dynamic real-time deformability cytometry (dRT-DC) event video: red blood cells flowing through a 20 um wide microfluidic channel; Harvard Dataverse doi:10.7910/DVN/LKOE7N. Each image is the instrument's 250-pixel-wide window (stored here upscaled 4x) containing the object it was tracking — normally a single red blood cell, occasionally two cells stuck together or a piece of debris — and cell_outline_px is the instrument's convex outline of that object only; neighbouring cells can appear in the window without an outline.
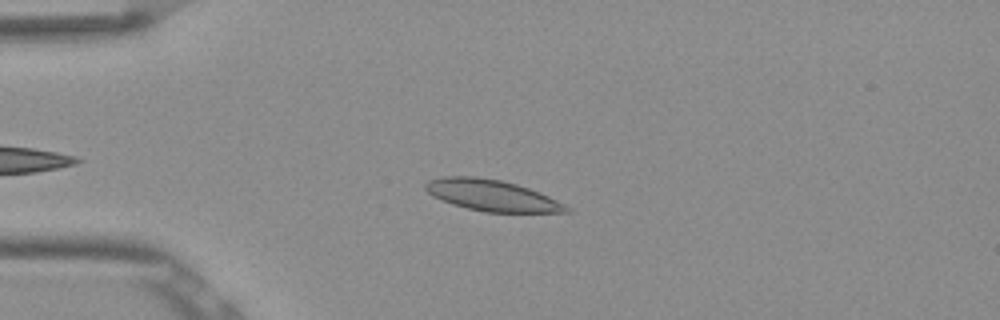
{"species": "Egyptian fruit bat (a non-hibernating species)", "species_latin": "Rousettus aegyptiacus", "temperature_condition": "room temperature", "stored_images_in_passage": 40, "camera_frame_rate_fps": 3000, "um_per_image_px": 0.085, "frame": {"image": 1, "passage_image": 9, "time_ms": 2.667, "image_size_px": [1000, 320], "cell_outline_px": [[572, 212], [484, 212], [452, 204], [432, 196], [424, 188], [424, 184], [428, 180], [444, 176], [476, 176], [500, 180], [516, 184], [540, 192], [572, 208]], "centroid_in_image_um": [41.79, 16.6], "position_along_channel_um": 43.2, "area_um2": 25.61}}
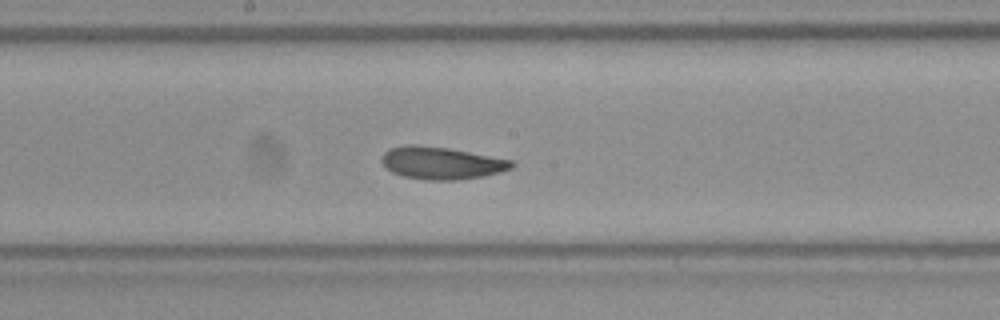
{"frame": {"image": 2, "passage_image": 24, "time_ms": 7.667, "image_size_px": [1000, 320], "cell_outline_px": [[516, 164], [512, 168], [500, 172], [484, 176], [456, 180], [428, 180], [404, 176], [392, 172], [384, 168], [380, 160], [384, 152], [388, 148], [408, 144], [416, 144], [448, 148], [512, 160]], "centroid_in_image_um": [37.48, 13.85], "position_along_channel_um": 210.7, "area_um2": 24.68}}
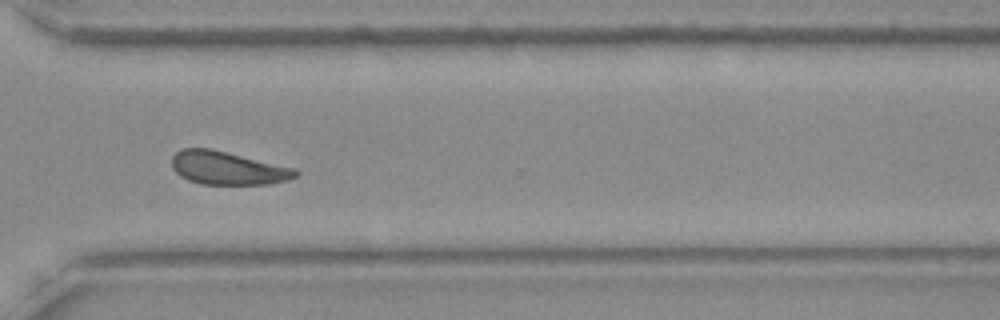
{"frame": {"image": 3, "passage_image": 35, "time_ms": 11.333, "image_size_px": [1000, 320], "cell_outline_px": [[300, 172], [296, 176], [288, 180], [268, 184], [200, 184], [188, 180], [180, 176], [172, 168], [172, 156], [180, 148], [212, 148], [296, 168]], "centroid_in_image_um": [19.35, 14.27], "position_along_channel_um": 351.3, "area_um2": 24.22}, "authors_computed_cell_mechanics": {"area_um2": 24.6517, "velocity_mm_per_s": 3.838, "shape_relaxation_time_tau1_ms": 4.8188, "shape_relaxation_time_tau2_ms": 1.8309, "deformation_change_tau1": 0.088, "deformation_change_tau2": 0.0615}}